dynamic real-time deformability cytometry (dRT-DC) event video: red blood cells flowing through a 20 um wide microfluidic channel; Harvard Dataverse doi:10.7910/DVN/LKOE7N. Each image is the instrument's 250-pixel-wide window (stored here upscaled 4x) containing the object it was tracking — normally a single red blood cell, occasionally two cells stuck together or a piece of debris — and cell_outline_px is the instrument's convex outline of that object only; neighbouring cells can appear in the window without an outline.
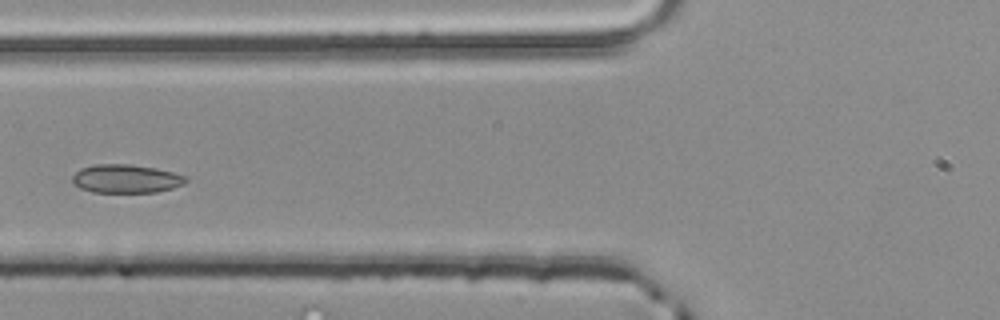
{"species": "common noctule bat (a hibernating species)", "species_latin": "Nyctalus noctula", "temperature_condition": "room temperature", "stored_images_in_passage": 4, "camera_frame_rate_fps": 3000, "um_per_image_px": 0.085, "animal": {"sex": "male", "body_mass_g": 20.4}, "frame": {"image": 1, "passage_image": 4, "time_ms": 1.0, "image_size_px": [1000, 320], "cell_outline_px": [[188, 180], [184, 184], [172, 188], [156, 192], [92, 192], [80, 188], [72, 180], [72, 176], [80, 168], [92, 164], [132, 164], [156, 168], [172, 172], [184, 176]], "centroid_in_image_um": [10.7, 15.18], "position_along_channel_um": 115.1, "area_um2": 18.84}}